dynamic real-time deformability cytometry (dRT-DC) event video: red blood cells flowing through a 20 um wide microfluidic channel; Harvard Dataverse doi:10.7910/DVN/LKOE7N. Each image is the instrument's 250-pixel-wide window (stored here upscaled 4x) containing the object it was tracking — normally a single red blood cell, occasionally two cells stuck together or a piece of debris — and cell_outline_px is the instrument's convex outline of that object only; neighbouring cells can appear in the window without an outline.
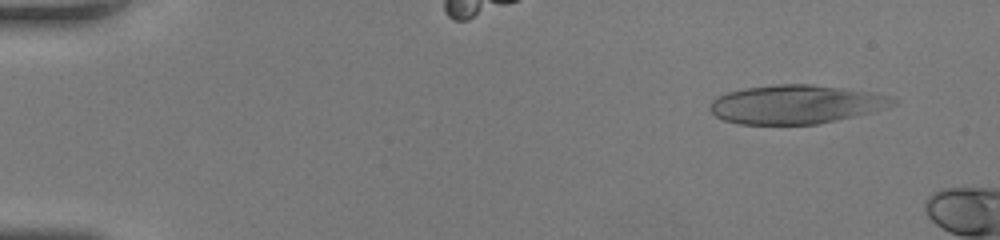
{"species": "human", "species_latin": "Homo sapiens", "temperature_condition": "room temperature", "stored_images_in_passage": 10, "camera_frame_rate_fps": 3000, "um_per_image_px": 0.085, "donor": {"sex": "female"}, "frame": {"image": 1, "passage_image": 4, "time_ms": 1.0, "image_size_px": [1000, 240], "cell_outline_px": [[900, 100], [896, 104], [872, 112], [816, 124], [740, 124], [724, 120], [716, 116], [708, 108], [712, 100], [716, 96], [728, 92], [744, 88], [776, 84], [808, 84], [840, 88], [868, 92], [888, 96]], "centroid_in_image_um": [67.61, 8.87], "position_along_channel_um": 17.4, "area_um2": 41.04}}